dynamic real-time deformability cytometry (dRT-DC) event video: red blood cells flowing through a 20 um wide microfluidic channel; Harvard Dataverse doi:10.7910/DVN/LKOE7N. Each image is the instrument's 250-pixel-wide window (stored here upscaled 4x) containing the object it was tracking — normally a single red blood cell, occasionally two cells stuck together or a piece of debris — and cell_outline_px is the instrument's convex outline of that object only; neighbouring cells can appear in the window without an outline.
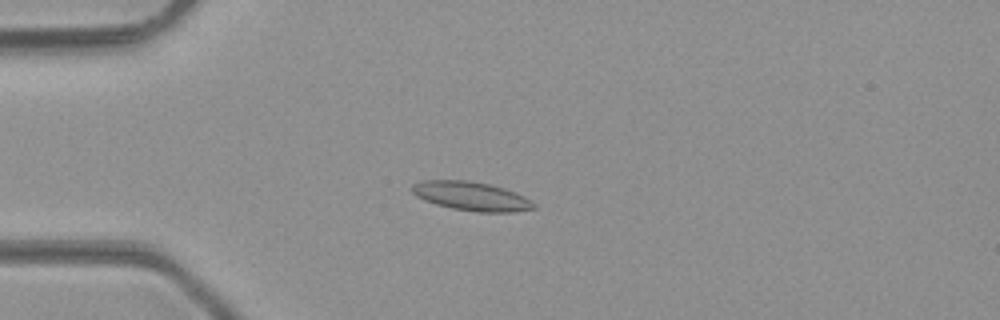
{"species": "common noctule bat (a hibernating species)", "species_latin": "Nyctalus noctula", "temperature_condition": "room temperature", "stored_images_in_passage": 49, "camera_frame_rate_fps": 3000, "um_per_image_px": 0.085, "animal": {"sex": "male", "body_mass_g": 23.1, "forearm_length_mm": 52.7}, "frame": {"image": 1, "passage_image": 13, "time_ms": 4.0, "image_size_px": [1000, 320], "cell_outline_px": [[536, 208], [516, 212], [476, 212], [452, 208], [436, 204], [424, 200], [416, 196], [412, 192], [412, 184], [424, 180], [468, 180], [488, 184], [504, 188], [524, 196], [536, 204]], "centroid_in_image_um": [40.07, 16.68], "position_along_channel_um": 44.9, "area_um2": 20.52}}
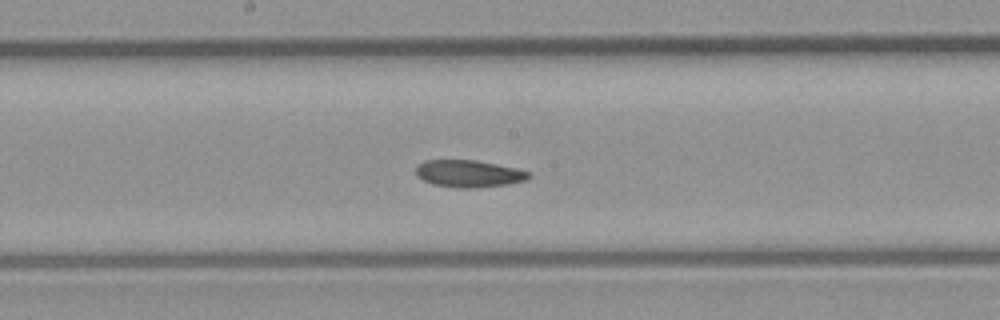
{"frame": {"image": 2, "passage_image": 26, "time_ms": 8.333, "image_size_px": [1000, 320], "cell_outline_px": [[532, 176], [524, 180], [508, 184], [476, 188], [460, 188], [432, 184], [416, 176], [416, 164], [424, 160], [476, 160], [516, 168], [532, 172]], "centroid_in_image_um": [39.83, 14.75], "position_along_channel_um": 208.4, "area_um2": 17.98}}
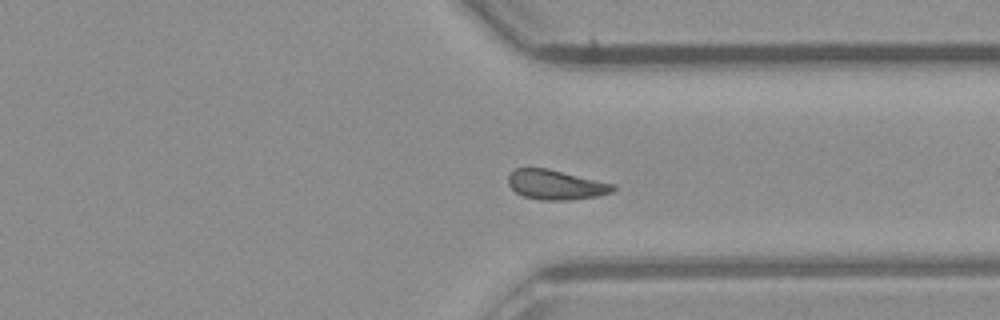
{"frame": {"image": 3, "passage_image": 37, "time_ms": 12.0, "image_size_px": [1000, 320], "cell_outline_px": [[616, 188], [612, 192], [596, 196], [572, 200], [540, 200], [524, 196], [516, 192], [508, 184], [508, 176], [516, 168], [548, 168], [616, 184]], "centroid_in_image_um": [47.27, 15.7], "position_along_channel_um": 364.1, "area_um2": 18.21}, "authors_computed_cell_mechanics": {"area_um2": 18.3226, "velocity_mm_per_s": 4.259, "shape_relaxation_time_tau1_ms": null, "shape_relaxation_time_tau2_ms": 3.6186, "deformation_change_tau1": null, "deformation_change_tau2": 0.0876}}